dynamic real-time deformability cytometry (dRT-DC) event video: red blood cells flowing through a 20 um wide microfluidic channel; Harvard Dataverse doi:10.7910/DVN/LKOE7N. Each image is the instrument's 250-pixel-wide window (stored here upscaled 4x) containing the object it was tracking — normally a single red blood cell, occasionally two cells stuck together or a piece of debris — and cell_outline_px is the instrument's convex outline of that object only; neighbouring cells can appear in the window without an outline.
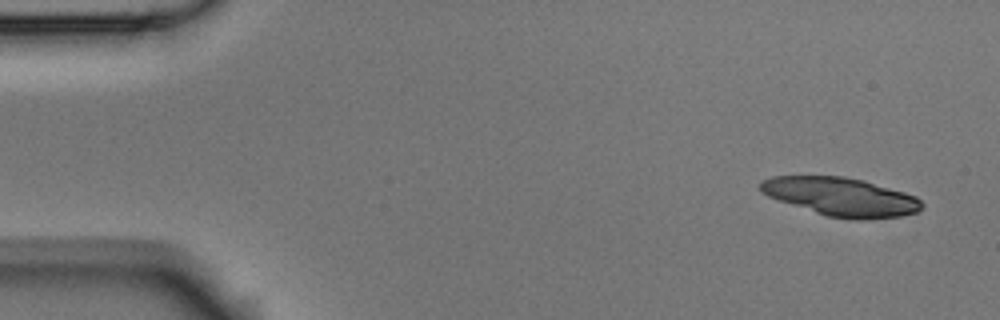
{"species": "Egyptian fruit bat (a non-hibernating species)", "species_latin": "Rousettus aegyptiacus", "temperature_condition": "room temperature", "stored_images_in_passage": 7, "camera_frame_rate_fps": 3000, "um_per_image_px": 0.085, "animal": {"sex": "male"}, "frame": {"image": 1, "passage_image": 1, "time_ms": 0.0, "image_size_px": [1000, 320], "cell_outline_px": [[924, 208], [920, 212], [900, 216], [864, 220], [856, 220], [828, 216], [768, 196], [760, 192], [760, 180], [772, 176], [844, 176], [864, 180], [904, 192], [916, 196], [924, 204]], "centroid_in_image_um": [71.53, 16.72], "position_along_channel_um": 13.5, "area_um2": 36.18}}
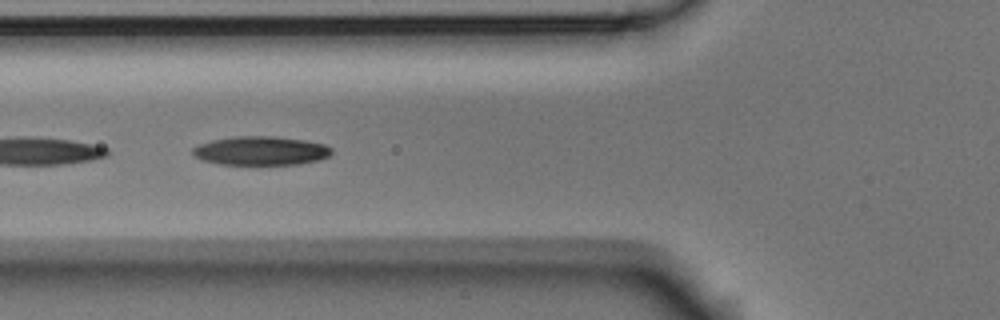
{"frame": {"image": 2, "passage_image": 6, "time_ms": 1.667, "image_size_px": [1000, 320], "cell_outline_px": [[332, 152], [328, 156], [316, 160], [296, 164], [220, 164], [200, 160], [192, 152], [192, 148], [200, 144], [212, 140], [236, 136], [272, 136], [304, 140], [324, 144], [332, 148]], "centroid_in_image_um": [22.14, 12.81], "position_along_channel_um": 103.7, "area_um2": 23.12}}
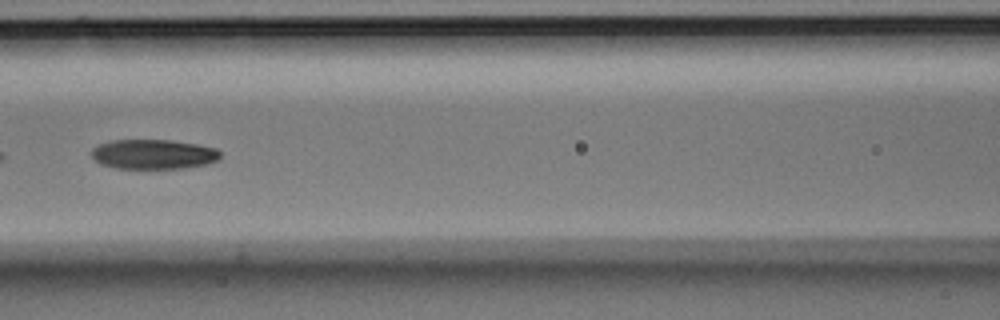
{"frame": {"image": 3, "passage_image": 7, "time_ms": 2.0, "image_size_px": [1000, 320], "cell_outline_px": [[220, 160], [204, 164], [184, 168], [116, 168], [100, 164], [92, 156], [92, 148], [100, 144], [112, 140], [172, 140], [196, 144], [216, 148], [220, 152]], "centroid_in_image_um": [13.05, 13.1], "position_along_channel_um": 153.6, "area_um2": 22.2}}